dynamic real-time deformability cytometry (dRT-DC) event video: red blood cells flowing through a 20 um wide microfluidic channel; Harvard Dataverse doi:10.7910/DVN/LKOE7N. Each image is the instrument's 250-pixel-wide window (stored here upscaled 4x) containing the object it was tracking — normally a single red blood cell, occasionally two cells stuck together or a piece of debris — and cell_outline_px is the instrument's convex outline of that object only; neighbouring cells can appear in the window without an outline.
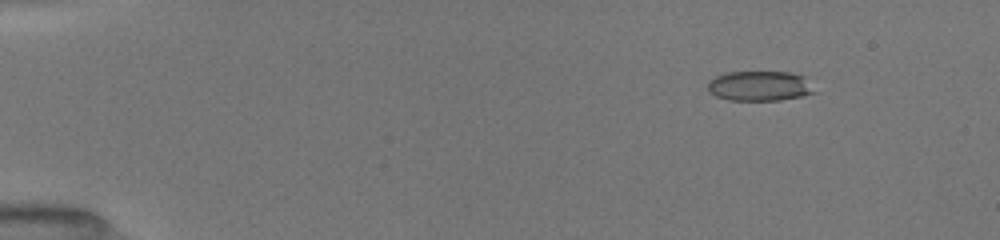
{"species": "common noctule bat (a hibernating species)", "species_latin": "Nyctalus noctula", "temperature_condition": "room temperature", "stored_images_in_passage": 47, "camera_frame_rate_fps": 3000, "um_per_image_px": 0.085, "animal": {"sex": "female", "body_mass_g": 19.5, "forearm_length_mm": 54.1}, "frame": {"image": 1, "passage_image": 6, "time_ms": 1.333, "image_size_px": [1000, 240], "cell_outline_px": [[816, 92], [800, 96], [780, 100], [728, 100], [716, 96], [708, 92], [708, 80], [724, 72], [792, 72], [804, 76]], "centroid_in_image_um": [64.53, 7.3], "position_along_channel_um": 20.5, "area_um2": 18.67}}
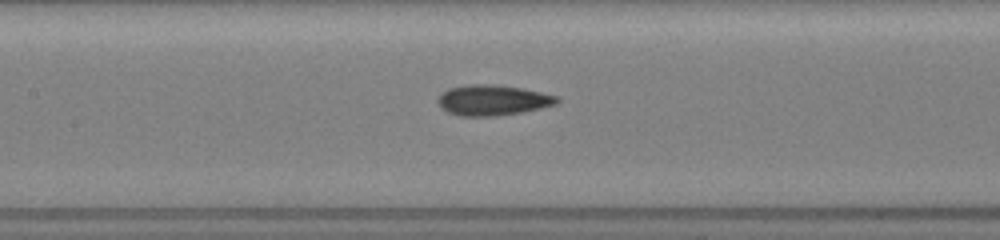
{"frame": {"image": 2, "passage_image": 27, "time_ms": 7.667, "image_size_px": [1000, 240], "cell_outline_px": [[560, 100], [556, 104], [540, 108], [520, 112], [496, 116], [460, 116], [448, 112], [436, 100], [440, 92], [448, 88], [464, 84], [496, 84], [524, 88], [560, 96]], "centroid_in_image_um": [41.88, 8.49], "position_along_channel_um": 165.5, "area_um2": 21.44}}
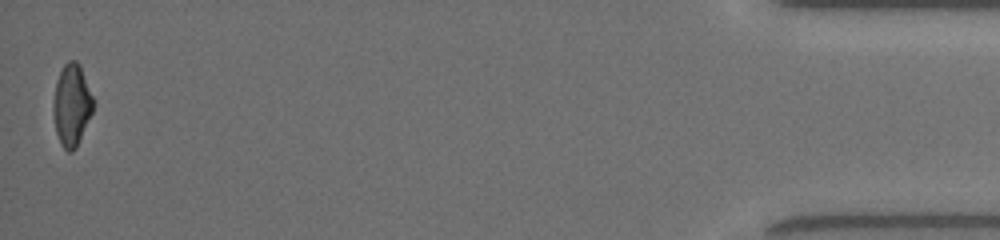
{"frame": {"image": 3, "passage_image": 47, "time_ms": 16.333, "image_size_px": [1000, 240], "cell_outline_px": [[92, 112], [76, 148], [72, 152], [68, 152], [60, 144], [56, 132], [52, 112], [52, 100], [56, 80], [64, 64], [68, 60], [76, 60], [80, 64], [92, 96]], "centroid_in_image_um": [6.05, 8.92], "position_along_channel_um": 429.1, "area_um2": 19.07}, "authors_computed_cell_mechanics": {"area_um2": 19.652, "velocity_mm_per_s": 4.0055, "shape_relaxation_time_tau1_ms": 7.684, "shape_relaxation_time_tau2_ms": 2.1442, "deformation_change_tau1": 0.1907, "deformation_change_tau2": 0.0974}}